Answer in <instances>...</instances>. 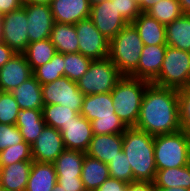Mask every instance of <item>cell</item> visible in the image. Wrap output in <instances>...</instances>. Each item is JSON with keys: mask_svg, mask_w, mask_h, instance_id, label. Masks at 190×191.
Returning <instances> with one entry per match:
<instances>
[{"mask_svg": "<svg viewBox=\"0 0 190 191\" xmlns=\"http://www.w3.org/2000/svg\"><path fill=\"white\" fill-rule=\"evenodd\" d=\"M80 114L91 122L95 135L123 134L128 128L115 113L111 92L84 96Z\"/></svg>", "mask_w": 190, "mask_h": 191, "instance_id": "cell-3", "label": "cell"}, {"mask_svg": "<svg viewBox=\"0 0 190 191\" xmlns=\"http://www.w3.org/2000/svg\"><path fill=\"white\" fill-rule=\"evenodd\" d=\"M122 147L123 134H93L86 155L108 164L122 151Z\"/></svg>", "mask_w": 190, "mask_h": 191, "instance_id": "cell-19", "label": "cell"}, {"mask_svg": "<svg viewBox=\"0 0 190 191\" xmlns=\"http://www.w3.org/2000/svg\"><path fill=\"white\" fill-rule=\"evenodd\" d=\"M183 14H190V0H178Z\"/></svg>", "mask_w": 190, "mask_h": 191, "instance_id": "cell-47", "label": "cell"}, {"mask_svg": "<svg viewBox=\"0 0 190 191\" xmlns=\"http://www.w3.org/2000/svg\"><path fill=\"white\" fill-rule=\"evenodd\" d=\"M153 186L154 188L183 187L190 190V164L157 170Z\"/></svg>", "mask_w": 190, "mask_h": 191, "instance_id": "cell-28", "label": "cell"}, {"mask_svg": "<svg viewBox=\"0 0 190 191\" xmlns=\"http://www.w3.org/2000/svg\"><path fill=\"white\" fill-rule=\"evenodd\" d=\"M108 168L111 178L122 180L128 184L134 183L133 172L123 150L115 158H112L108 163Z\"/></svg>", "mask_w": 190, "mask_h": 191, "instance_id": "cell-36", "label": "cell"}, {"mask_svg": "<svg viewBox=\"0 0 190 191\" xmlns=\"http://www.w3.org/2000/svg\"><path fill=\"white\" fill-rule=\"evenodd\" d=\"M122 150L130 163L134 182L153 183L157 171L154 136L136 127H128L123 133Z\"/></svg>", "mask_w": 190, "mask_h": 191, "instance_id": "cell-2", "label": "cell"}, {"mask_svg": "<svg viewBox=\"0 0 190 191\" xmlns=\"http://www.w3.org/2000/svg\"><path fill=\"white\" fill-rule=\"evenodd\" d=\"M147 15L167 25L183 15L178 0H161L145 11Z\"/></svg>", "mask_w": 190, "mask_h": 191, "instance_id": "cell-33", "label": "cell"}, {"mask_svg": "<svg viewBox=\"0 0 190 191\" xmlns=\"http://www.w3.org/2000/svg\"><path fill=\"white\" fill-rule=\"evenodd\" d=\"M33 75L23 53H16L0 68V91L12 92Z\"/></svg>", "mask_w": 190, "mask_h": 191, "instance_id": "cell-16", "label": "cell"}, {"mask_svg": "<svg viewBox=\"0 0 190 191\" xmlns=\"http://www.w3.org/2000/svg\"><path fill=\"white\" fill-rule=\"evenodd\" d=\"M57 184L53 163L33 161L26 191H52Z\"/></svg>", "mask_w": 190, "mask_h": 191, "instance_id": "cell-22", "label": "cell"}, {"mask_svg": "<svg viewBox=\"0 0 190 191\" xmlns=\"http://www.w3.org/2000/svg\"><path fill=\"white\" fill-rule=\"evenodd\" d=\"M189 86H190V68H189Z\"/></svg>", "mask_w": 190, "mask_h": 191, "instance_id": "cell-54", "label": "cell"}, {"mask_svg": "<svg viewBox=\"0 0 190 191\" xmlns=\"http://www.w3.org/2000/svg\"><path fill=\"white\" fill-rule=\"evenodd\" d=\"M132 24L144 45H167L165 25L142 12Z\"/></svg>", "mask_w": 190, "mask_h": 191, "instance_id": "cell-21", "label": "cell"}, {"mask_svg": "<svg viewBox=\"0 0 190 191\" xmlns=\"http://www.w3.org/2000/svg\"><path fill=\"white\" fill-rule=\"evenodd\" d=\"M110 177L108 164L85 155L81 180L86 191H95Z\"/></svg>", "mask_w": 190, "mask_h": 191, "instance_id": "cell-26", "label": "cell"}, {"mask_svg": "<svg viewBox=\"0 0 190 191\" xmlns=\"http://www.w3.org/2000/svg\"><path fill=\"white\" fill-rule=\"evenodd\" d=\"M167 45H144L137 70L130 76L152 82L160 73Z\"/></svg>", "mask_w": 190, "mask_h": 191, "instance_id": "cell-18", "label": "cell"}, {"mask_svg": "<svg viewBox=\"0 0 190 191\" xmlns=\"http://www.w3.org/2000/svg\"><path fill=\"white\" fill-rule=\"evenodd\" d=\"M151 82L123 76L111 91L115 113L127 127H135L139 118L141 102Z\"/></svg>", "mask_w": 190, "mask_h": 191, "instance_id": "cell-4", "label": "cell"}, {"mask_svg": "<svg viewBox=\"0 0 190 191\" xmlns=\"http://www.w3.org/2000/svg\"><path fill=\"white\" fill-rule=\"evenodd\" d=\"M57 183L64 191H86L81 177L57 176Z\"/></svg>", "mask_w": 190, "mask_h": 191, "instance_id": "cell-41", "label": "cell"}, {"mask_svg": "<svg viewBox=\"0 0 190 191\" xmlns=\"http://www.w3.org/2000/svg\"><path fill=\"white\" fill-rule=\"evenodd\" d=\"M16 53L3 41H0V68L3 67Z\"/></svg>", "mask_w": 190, "mask_h": 191, "instance_id": "cell-44", "label": "cell"}, {"mask_svg": "<svg viewBox=\"0 0 190 191\" xmlns=\"http://www.w3.org/2000/svg\"><path fill=\"white\" fill-rule=\"evenodd\" d=\"M28 19L25 7L1 16V41L15 53H23L29 44Z\"/></svg>", "mask_w": 190, "mask_h": 191, "instance_id": "cell-10", "label": "cell"}, {"mask_svg": "<svg viewBox=\"0 0 190 191\" xmlns=\"http://www.w3.org/2000/svg\"><path fill=\"white\" fill-rule=\"evenodd\" d=\"M59 131L66 149L87 152L93 132L91 122L85 117L79 114L68 124L62 125Z\"/></svg>", "mask_w": 190, "mask_h": 191, "instance_id": "cell-15", "label": "cell"}, {"mask_svg": "<svg viewBox=\"0 0 190 191\" xmlns=\"http://www.w3.org/2000/svg\"><path fill=\"white\" fill-rule=\"evenodd\" d=\"M179 93V121L181 128L190 131V86L181 88Z\"/></svg>", "mask_w": 190, "mask_h": 191, "instance_id": "cell-39", "label": "cell"}, {"mask_svg": "<svg viewBox=\"0 0 190 191\" xmlns=\"http://www.w3.org/2000/svg\"><path fill=\"white\" fill-rule=\"evenodd\" d=\"M135 127L153 136L181 130L178 90L150 83L144 92Z\"/></svg>", "mask_w": 190, "mask_h": 191, "instance_id": "cell-1", "label": "cell"}, {"mask_svg": "<svg viewBox=\"0 0 190 191\" xmlns=\"http://www.w3.org/2000/svg\"><path fill=\"white\" fill-rule=\"evenodd\" d=\"M86 153L65 149L53 162L57 176L81 177Z\"/></svg>", "mask_w": 190, "mask_h": 191, "instance_id": "cell-29", "label": "cell"}, {"mask_svg": "<svg viewBox=\"0 0 190 191\" xmlns=\"http://www.w3.org/2000/svg\"><path fill=\"white\" fill-rule=\"evenodd\" d=\"M28 19L29 43L50 38L55 23L49 4L23 3Z\"/></svg>", "mask_w": 190, "mask_h": 191, "instance_id": "cell-13", "label": "cell"}, {"mask_svg": "<svg viewBox=\"0 0 190 191\" xmlns=\"http://www.w3.org/2000/svg\"><path fill=\"white\" fill-rule=\"evenodd\" d=\"M126 191H156L153 183L150 182H134L129 183Z\"/></svg>", "mask_w": 190, "mask_h": 191, "instance_id": "cell-45", "label": "cell"}, {"mask_svg": "<svg viewBox=\"0 0 190 191\" xmlns=\"http://www.w3.org/2000/svg\"><path fill=\"white\" fill-rule=\"evenodd\" d=\"M168 46L190 52V14H183L165 25Z\"/></svg>", "mask_w": 190, "mask_h": 191, "instance_id": "cell-27", "label": "cell"}, {"mask_svg": "<svg viewBox=\"0 0 190 191\" xmlns=\"http://www.w3.org/2000/svg\"><path fill=\"white\" fill-rule=\"evenodd\" d=\"M23 3L24 0H0V16L19 9Z\"/></svg>", "mask_w": 190, "mask_h": 191, "instance_id": "cell-43", "label": "cell"}, {"mask_svg": "<svg viewBox=\"0 0 190 191\" xmlns=\"http://www.w3.org/2000/svg\"><path fill=\"white\" fill-rule=\"evenodd\" d=\"M127 23H132L142 12L135 0H111Z\"/></svg>", "mask_w": 190, "mask_h": 191, "instance_id": "cell-40", "label": "cell"}, {"mask_svg": "<svg viewBox=\"0 0 190 191\" xmlns=\"http://www.w3.org/2000/svg\"><path fill=\"white\" fill-rule=\"evenodd\" d=\"M89 18L108 41L114 38L128 24L120 16L115 2L111 0L91 3Z\"/></svg>", "mask_w": 190, "mask_h": 191, "instance_id": "cell-12", "label": "cell"}, {"mask_svg": "<svg viewBox=\"0 0 190 191\" xmlns=\"http://www.w3.org/2000/svg\"><path fill=\"white\" fill-rule=\"evenodd\" d=\"M61 132L45 126L38 138L31 144L33 161L53 163L65 150Z\"/></svg>", "mask_w": 190, "mask_h": 191, "instance_id": "cell-14", "label": "cell"}, {"mask_svg": "<svg viewBox=\"0 0 190 191\" xmlns=\"http://www.w3.org/2000/svg\"><path fill=\"white\" fill-rule=\"evenodd\" d=\"M78 115L72 109L60 104L44 105L42 108V116L46 126L56 128L57 130H60L62 125H66L74 120Z\"/></svg>", "mask_w": 190, "mask_h": 191, "instance_id": "cell-31", "label": "cell"}, {"mask_svg": "<svg viewBox=\"0 0 190 191\" xmlns=\"http://www.w3.org/2000/svg\"><path fill=\"white\" fill-rule=\"evenodd\" d=\"M189 68L190 52L167 45L160 73L151 83L177 90L188 87Z\"/></svg>", "mask_w": 190, "mask_h": 191, "instance_id": "cell-7", "label": "cell"}, {"mask_svg": "<svg viewBox=\"0 0 190 191\" xmlns=\"http://www.w3.org/2000/svg\"><path fill=\"white\" fill-rule=\"evenodd\" d=\"M52 191H64V190H62V189H61V186L57 183V184L55 185V188H54Z\"/></svg>", "mask_w": 190, "mask_h": 191, "instance_id": "cell-50", "label": "cell"}, {"mask_svg": "<svg viewBox=\"0 0 190 191\" xmlns=\"http://www.w3.org/2000/svg\"><path fill=\"white\" fill-rule=\"evenodd\" d=\"M143 47L137 29L132 23H128L109 41L108 58L122 76H131L138 68Z\"/></svg>", "mask_w": 190, "mask_h": 191, "instance_id": "cell-5", "label": "cell"}, {"mask_svg": "<svg viewBox=\"0 0 190 191\" xmlns=\"http://www.w3.org/2000/svg\"><path fill=\"white\" fill-rule=\"evenodd\" d=\"M2 28H1V16H0V41H1V33H2Z\"/></svg>", "mask_w": 190, "mask_h": 191, "instance_id": "cell-51", "label": "cell"}, {"mask_svg": "<svg viewBox=\"0 0 190 191\" xmlns=\"http://www.w3.org/2000/svg\"><path fill=\"white\" fill-rule=\"evenodd\" d=\"M128 183L109 177L95 191H126Z\"/></svg>", "mask_w": 190, "mask_h": 191, "instance_id": "cell-42", "label": "cell"}, {"mask_svg": "<svg viewBox=\"0 0 190 191\" xmlns=\"http://www.w3.org/2000/svg\"><path fill=\"white\" fill-rule=\"evenodd\" d=\"M64 76L71 81L78 82L87 72L92 59L81 53L64 54Z\"/></svg>", "mask_w": 190, "mask_h": 191, "instance_id": "cell-34", "label": "cell"}, {"mask_svg": "<svg viewBox=\"0 0 190 191\" xmlns=\"http://www.w3.org/2000/svg\"><path fill=\"white\" fill-rule=\"evenodd\" d=\"M138 3L141 12H145L148 10L152 5H155L161 0H135Z\"/></svg>", "mask_w": 190, "mask_h": 191, "instance_id": "cell-46", "label": "cell"}, {"mask_svg": "<svg viewBox=\"0 0 190 191\" xmlns=\"http://www.w3.org/2000/svg\"><path fill=\"white\" fill-rule=\"evenodd\" d=\"M19 109L11 92L0 91V123L16 125Z\"/></svg>", "mask_w": 190, "mask_h": 191, "instance_id": "cell-37", "label": "cell"}, {"mask_svg": "<svg viewBox=\"0 0 190 191\" xmlns=\"http://www.w3.org/2000/svg\"><path fill=\"white\" fill-rule=\"evenodd\" d=\"M64 54L56 53L52 59L33 70V76L41 84L53 82L64 76Z\"/></svg>", "mask_w": 190, "mask_h": 191, "instance_id": "cell-32", "label": "cell"}, {"mask_svg": "<svg viewBox=\"0 0 190 191\" xmlns=\"http://www.w3.org/2000/svg\"><path fill=\"white\" fill-rule=\"evenodd\" d=\"M156 191H190L183 187L155 188Z\"/></svg>", "mask_w": 190, "mask_h": 191, "instance_id": "cell-48", "label": "cell"}, {"mask_svg": "<svg viewBox=\"0 0 190 191\" xmlns=\"http://www.w3.org/2000/svg\"><path fill=\"white\" fill-rule=\"evenodd\" d=\"M20 142H24V139L16 125L0 123V151Z\"/></svg>", "mask_w": 190, "mask_h": 191, "instance_id": "cell-38", "label": "cell"}, {"mask_svg": "<svg viewBox=\"0 0 190 191\" xmlns=\"http://www.w3.org/2000/svg\"><path fill=\"white\" fill-rule=\"evenodd\" d=\"M91 3H95V2H98V1H102V0H90Z\"/></svg>", "mask_w": 190, "mask_h": 191, "instance_id": "cell-52", "label": "cell"}, {"mask_svg": "<svg viewBox=\"0 0 190 191\" xmlns=\"http://www.w3.org/2000/svg\"><path fill=\"white\" fill-rule=\"evenodd\" d=\"M51 12L55 22L73 24L90 17V0H51Z\"/></svg>", "mask_w": 190, "mask_h": 191, "instance_id": "cell-17", "label": "cell"}, {"mask_svg": "<svg viewBox=\"0 0 190 191\" xmlns=\"http://www.w3.org/2000/svg\"><path fill=\"white\" fill-rule=\"evenodd\" d=\"M11 93L20 109L42 110L44 106L41 84L33 75Z\"/></svg>", "mask_w": 190, "mask_h": 191, "instance_id": "cell-23", "label": "cell"}, {"mask_svg": "<svg viewBox=\"0 0 190 191\" xmlns=\"http://www.w3.org/2000/svg\"><path fill=\"white\" fill-rule=\"evenodd\" d=\"M0 191H11V190H6V189H1V188H0ZM12 191H13V190H12Z\"/></svg>", "mask_w": 190, "mask_h": 191, "instance_id": "cell-53", "label": "cell"}, {"mask_svg": "<svg viewBox=\"0 0 190 191\" xmlns=\"http://www.w3.org/2000/svg\"><path fill=\"white\" fill-rule=\"evenodd\" d=\"M50 39L58 53L72 54L79 52V39L73 24L55 22Z\"/></svg>", "mask_w": 190, "mask_h": 191, "instance_id": "cell-25", "label": "cell"}, {"mask_svg": "<svg viewBox=\"0 0 190 191\" xmlns=\"http://www.w3.org/2000/svg\"><path fill=\"white\" fill-rule=\"evenodd\" d=\"M51 0H24V3L50 4Z\"/></svg>", "mask_w": 190, "mask_h": 191, "instance_id": "cell-49", "label": "cell"}, {"mask_svg": "<svg viewBox=\"0 0 190 191\" xmlns=\"http://www.w3.org/2000/svg\"><path fill=\"white\" fill-rule=\"evenodd\" d=\"M16 126L20 129L24 141L31 145L46 126L42 110L19 109Z\"/></svg>", "mask_w": 190, "mask_h": 191, "instance_id": "cell-24", "label": "cell"}, {"mask_svg": "<svg viewBox=\"0 0 190 191\" xmlns=\"http://www.w3.org/2000/svg\"><path fill=\"white\" fill-rule=\"evenodd\" d=\"M56 53V48L50 38L29 43L23 52L32 71L48 63Z\"/></svg>", "mask_w": 190, "mask_h": 191, "instance_id": "cell-30", "label": "cell"}, {"mask_svg": "<svg viewBox=\"0 0 190 191\" xmlns=\"http://www.w3.org/2000/svg\"><path fill=\"white\" fill-rule=\"evenodd\" d=\"M44 105L60 104L80 114L84 94L79 90L77 82L62 76L61 78L41 85Z\"/></svg>", "mask_w": 190, "mask_h": 191, "instance_id": "cell-9", "label": "cell"}, {"mask_svg": "<svg viewBox=\"0 0 190 191\" xmlns=\"http://www.w3.org/2000/svg\"><path fill=\"white\" fill-rule=\"evenodd\" d=\"M79 39V53L92 60H101L109 56V41L95 27L90 18L75 24Z\"/></svg>", "mask_w": 190, "mask_h": 191, "instance_id": "cell-11", "label": "cell"}, {"mask_svg": "<svg viewBox=\"0 0 190 191\" xmlns=\"http://www.w3.org/2000/svg\"><path fill=\"white\" fill-rule=\"evenodd\" d=\"M123 76L107 57L92 60L87 72L77 82L79 90L86 96L111 92Z\"/></svg>", "mask_w": 190, "mask_h": 191, "instance_id": "cell-8", "label": "cell"}, {"mask_svg": "<svg viewBox=\"0 0 190 191\" xmlns=\"http://www.w3.org/2000/svg\"><path fill=\"white\" fill-rule=\"evenodd\" d=\"M33 161H20L1 166L0 188L13 191H26Z\"/></svg>", "mask_w": 190, "mask_h": 191, "instance_id": "cell-20", "label": "cell"}, {"mask_svg": "<svg viewBox=\"0 0 190 191\" xmlns=\"http://www.w3.org/2000/svg\"><path fill=\"white\" fill-rule=\"evenodd\" d=\"M20 161H33L29 143L20 142L0 151V166H7Z\"/></svg>", "mask_w": 190, "mask_h": 191, "instance_id": "cell-35", "label": "cell"}, {"mask_svg": "<svg viewBox=\"0 0 190 191\" xmlns=\"http://www.w3.org/2000/svg\"><path fill=\"white\" fill-rule=\"evenodd\" d=\"M154 157L157 170L189 165L190 131L154 136Z\"/></svg>", "mask_w": 190, "mask_h": 191, "instance_id": "cell-6", "label": "cell"}]
</instances>
